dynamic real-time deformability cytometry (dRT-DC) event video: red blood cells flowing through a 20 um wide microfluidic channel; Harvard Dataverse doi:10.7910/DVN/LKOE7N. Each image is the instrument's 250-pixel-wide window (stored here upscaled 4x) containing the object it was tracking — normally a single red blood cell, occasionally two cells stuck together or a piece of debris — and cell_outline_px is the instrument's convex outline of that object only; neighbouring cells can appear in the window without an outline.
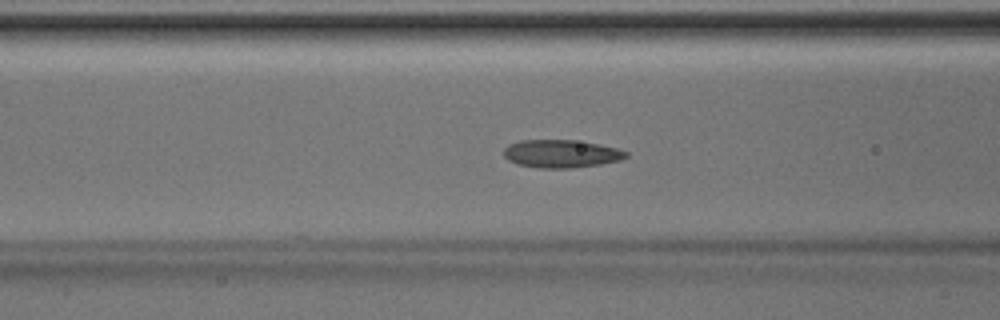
{"species": "Egyptian fruit bat (a non-hibernating species)", "species_latin": "Rousettus aegyptiacus", "temperature_condition": "room temperature", "stored_images_in_passage": 49, "segment_of_instrument_passage": [1, 2], "camera_frame_rate_fps": 3000, "um_per_image_px": 0.085, "animal": {"sex": "male"}, "frame": {"image": 1, "passage_image": 19, "time_ms": 6.0, "image_size_px": [1000, 320], "cell_outline_px": [[628, 156], [620, 160], [600, 164], [572, 168], [540, 168], [516, 164], [508, 160], [504, 156], [504, 148], [508, 144], [520, 140], [572, 140], [600, 144], [616, 148], [628, 152]], "centroid_in_image_um": [47.68, 13.06], "position_along_channel_um": 118.9, "area_um2": 19.94}}
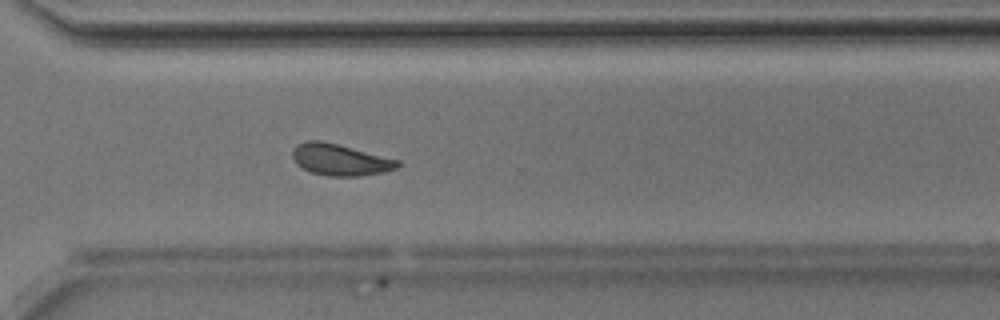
{"frame": {"image": 2, "passage_image": 35, "time_ms": 11.333, "image_size_px": [1000, 320], "cell_outline_px": [[400, 164], [396, 168], [384, 172], [360, 176], [328, 176], [312, 172], [296, 164], [292, 156], [292, 152], [296, 144], [308, 140], [320, 140], [400, 160]], "centroid_in_image_um": [28.9, 13.58], "position_along_channel_um": 341.7, "area_um2": 19.13}}
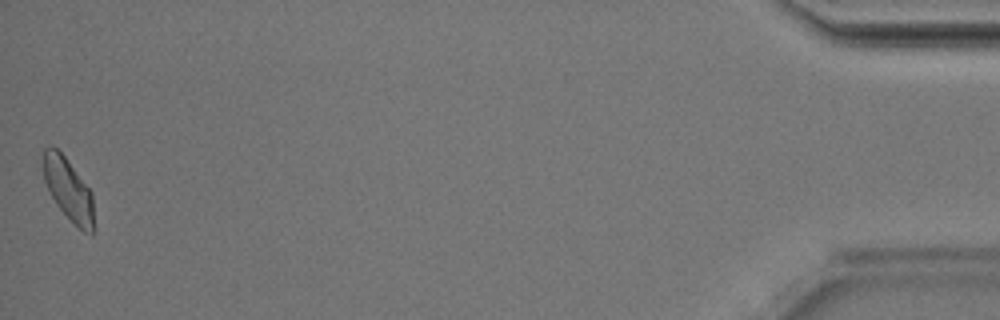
{"frame": {"image": 3, "passage_image": 48, "time_ms": 15.667, "image_size_px": [1000, 320], "cell_outline_px": [[92, 236], [84, 232], [56, 204], [44, 180], [44, 148], [48, 144], [52, 144], [64, 156], [92, 192]], "centroid_in_image_um": [5.79, 16.05], "position_along_channel_um": 429.4, "area_um2": 17.69}}